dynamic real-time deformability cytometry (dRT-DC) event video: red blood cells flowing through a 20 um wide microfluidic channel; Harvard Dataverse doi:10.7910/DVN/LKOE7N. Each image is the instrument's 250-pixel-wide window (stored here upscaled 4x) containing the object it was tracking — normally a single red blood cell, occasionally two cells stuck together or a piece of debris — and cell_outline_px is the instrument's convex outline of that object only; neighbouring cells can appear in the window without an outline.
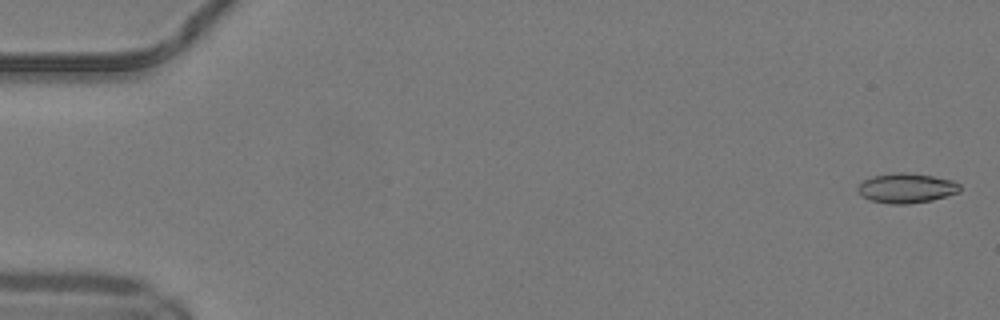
{"species": "common noctule bat (a hibernating species)", "species_latin": "Nyctalus noctula", "temperature_condition": "warm", "stored_images_in_passage": 51, "camera_frame_rate_fps": 3000, "um_per_image_px": 0.085, "animal": {"sex": "male", "body_mass_g": 19.2, "forearm_length_mm": 51.8}, "frame": {"image": 1, "passage_image": 2, "time_ms": 0.333, "image_size_px": [1000, 320], "cell_outline_px": [[960, 192], [932, 200], [908, 204], [888, 204], [872, 200], [864, 196], [856, 188], [864, 180], [872, 176], [892, 172], [904, 172], [932, 176], [952, 180], [960, 184]], "centroid_in_image_um": [77.06, 15.98], "position_along_channel_um": 7.9, "area_um2": 17.63}}
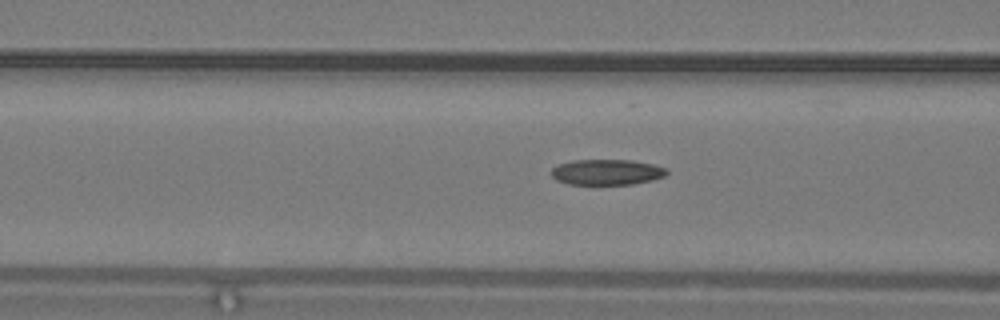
{"frame": {"image": 2, "passage_image": 21, "time_ms": 6.667, "image_size_px": [1000, 320], "cell_outline_px": [[668, 172], [664, 176], [652, 180], [632, 184], [568, 184], [556, 180], [552, 176], [552, 168], [560, 164], [572, 160], [632, 160], [652, 164], [668, 168]], "centroid_in_image_um": [51.59, 14.63], "position_along_channel_um": 115.0, "area_um2": 17.17}}
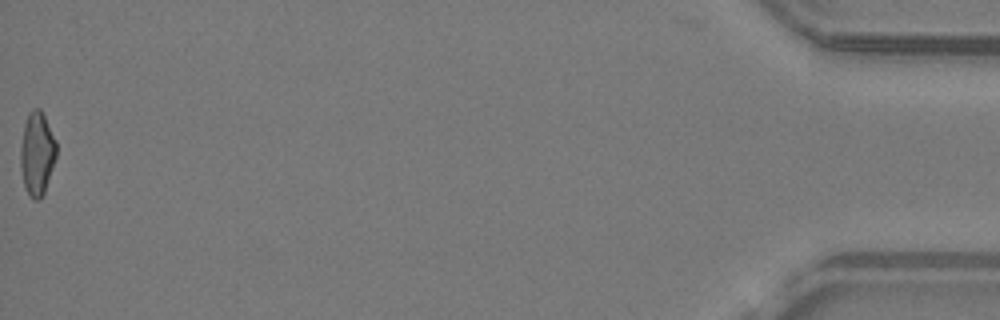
{"frame": {"image": 3, "passage_image": 51, "time_ms": 16.667, "image_size_px": [1000, 320], "cell_outline_px": [[56, 156], [44, 192], [40, 200], [32, 200], [24, 188], [20, 168], [20, 148], [24, 124], [28, 112], [32, 108], [40, 108], [56, 140]], "centroid_in_image_um": [3.12, 13.06], "position_along_channel_um": 432.1, "area_um2": 17.57}, "authors_computed_cell_mechanics": {"area_um2": 17.5134, "velocity_mm_per_s": 4.177, "shape_relaxation_time_tau1_ms": null, "shape_relaxation_time_tau2_ms": 2.8853, "deformation_change_tau1": null, "deformation_change_tau2": 0.1023}}